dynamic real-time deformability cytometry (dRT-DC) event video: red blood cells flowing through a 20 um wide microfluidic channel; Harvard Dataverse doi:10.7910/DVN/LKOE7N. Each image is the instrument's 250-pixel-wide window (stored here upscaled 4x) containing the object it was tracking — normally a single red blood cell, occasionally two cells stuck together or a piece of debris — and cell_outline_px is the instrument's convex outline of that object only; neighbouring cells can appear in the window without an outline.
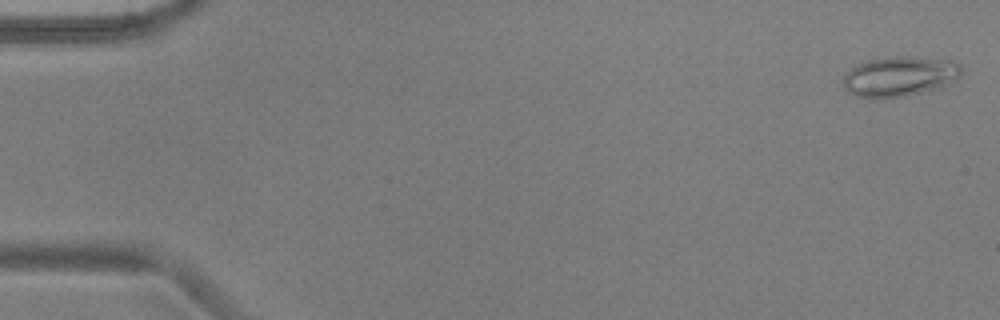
{"species": "common noctule bat (a hibernating species)", "species_latin": "Nyctalus noctula", "temperature_condition": "warm", "stored_images_in_passage": 54, "camera_frame_rate_fps": 3000, "um_per_image_px": 0.085, "animal": {"sex": "male", "body_mass_g": 17.9, "forearm_length_mm": 54.2}, "frame": {"image": 1, "passage_image": 2, "time_ms": 0.333, "image_size_px": [1000, 320], "cell_outline_px": [[960, 76], [956, 80], [940, 88], [904, 96], [876, 100], [868, 100], [856, 96], [848, 92], [844, 88], [844, 76], [856, 64], [868, 60], [884, 56], [908, 56], [952, 60], [960, 64]], "centroid_in_image_um": [76.44, 6.51], "position_along_channel_um": 8.6, "area_um2": 28.15}}
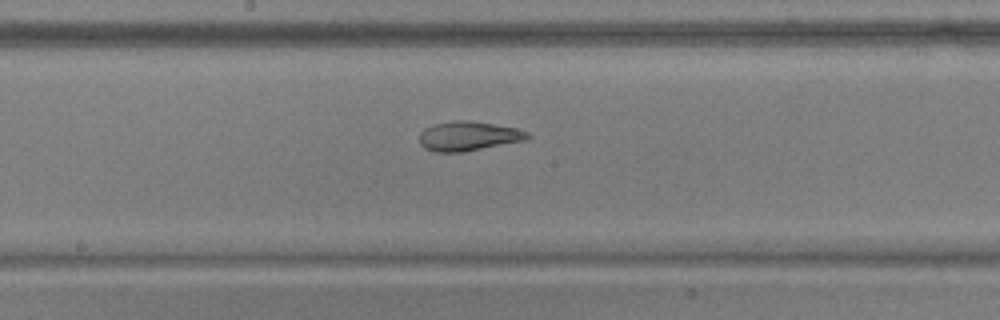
{"frame": {"image": 2, "passage_image": 29, "time_ms": 9.333, "image_size_px": [1000, 320], "cell_outline_px": [[532, 136], [528, 140], [464, 152], [436, 152], [424, 148], [420, 144], [420, 132], [424, 128], [436, 124], [452, 120], [468, 120], [516, 128], [528, 132]], "centroid_in_image_um": [39.84, 11.57], "position_along_channel_um": 208.4, "area_um2": 18.67}}
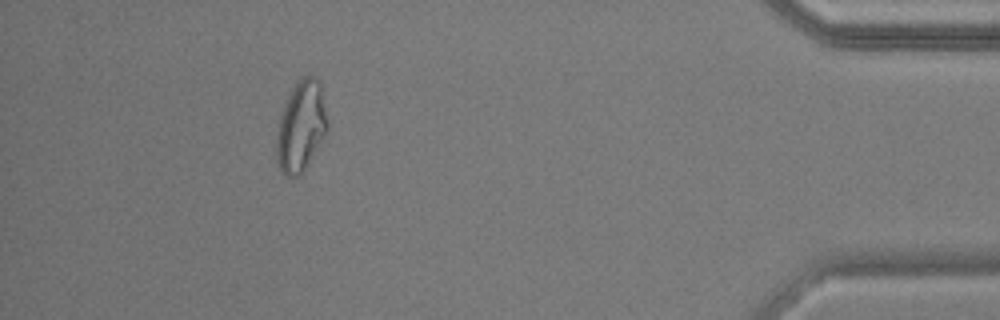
{"frame": {"image": 3, "passage_image": 49, "time_ms": 16.0, "image_size_px": [1000, 320], "cell_outline_px": [[328, 128], [324, 136], [308, 164], [300, 176], [288, 176], [280, 168], [276, 160], [276, 144], [280, 116], [284, 104], [296, 80], [300, 76], [312, 76], [320, 80], [328, 120]], "centroid_in_image_um": [25.6, 10.7], "position_along_channel_um": 409.6, "area_um2": 26.88}, "authors_computed_cell_mechanics": {"area_um2": 23.12, "velocity_mm_per_s": 3.7992, "shape_relaxation_time_tau1_ms": null, "shape_relaxation_time_tau2_ms": 1.8774, "deformation_change_tau1": null, "deformation_change_tau2": 0.0897}}